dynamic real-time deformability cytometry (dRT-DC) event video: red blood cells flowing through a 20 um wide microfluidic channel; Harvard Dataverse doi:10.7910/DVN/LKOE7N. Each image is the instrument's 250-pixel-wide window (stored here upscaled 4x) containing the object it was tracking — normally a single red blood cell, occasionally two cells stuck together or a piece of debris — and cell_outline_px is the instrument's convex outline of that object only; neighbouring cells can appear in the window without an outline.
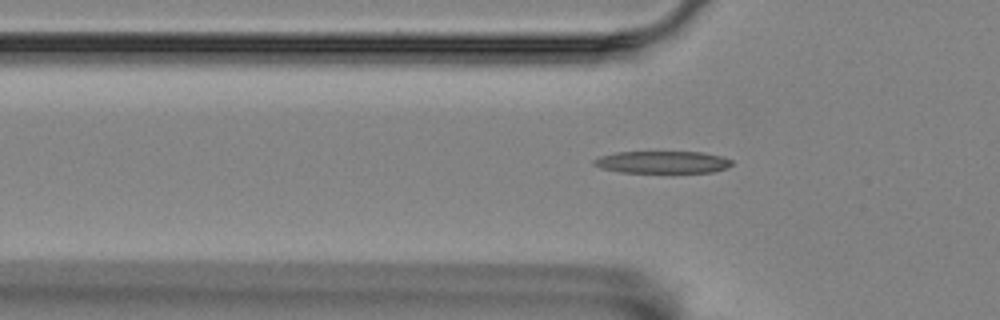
{"species": "Egyptian fruit bat (a non-hibernating species)", "species_latin": "Rousettus aegyptiacus", "temperature_condition": "room temperature", "stored_images_in_passage": 36, "camera_frame_rate_fps": 3000, "um_per_image_px": 0.085, "animal": {"sex": "female"}, "frame": {"image": 1, "passage_image": 3, "time_ms": 0.667, "image_size_px": [1000, 320], "cell_outline_px": [[732, 164], [724, 168], [712, 172], [620, 172], [600, 168], [592, 164], [592, 160], [600, 156], [616, 152], [700, 152], [720, 156], [732, 160]], "centroid_in_image_um": [56.24, 13.78], "position_along_channel_um": 69.6, "area_um2": 17.69}}
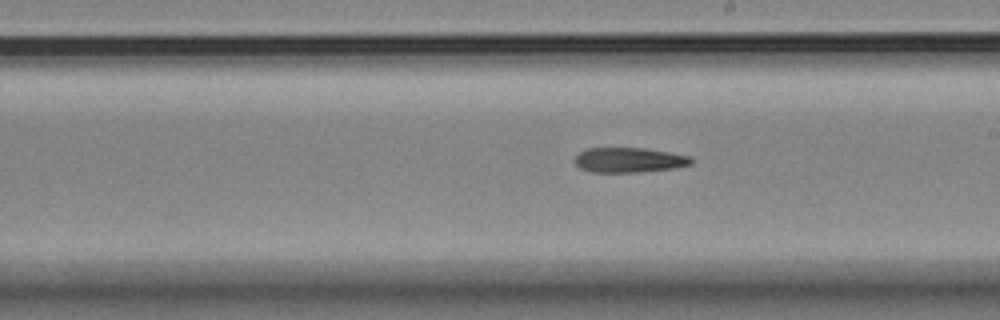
{"frame": {"image": 2, "passage_image": 17, "time_ms": 5.333, "image_size_px": [1000, 320], "cell_outline_px": [[692, 164], [676, 168], [636, 172], [592, 172], [580, 168], [572, 160], [580, 152], [588, 148], [644, 148], [692, 156]], "centroid_in_image_um": [53.47, 13.6], "position_along_channel_um": 235.5, "area_um2": 16.94}}
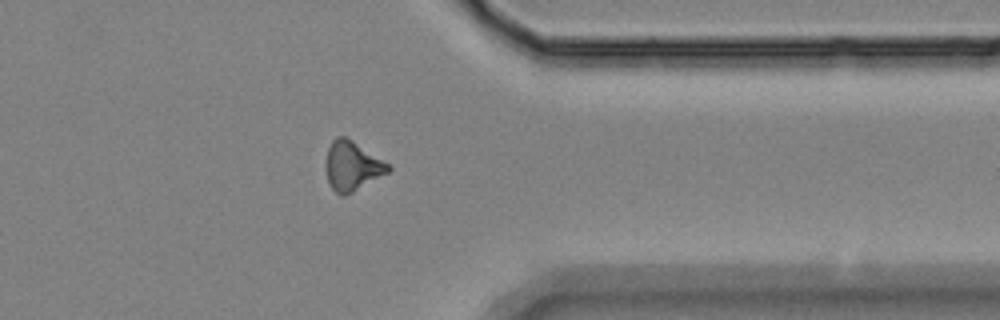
{"frame": {"image": 3, "passage_image": 30, "time_ms": 9.667, "image_size_px": [1000, 320], "cell_outline_px": [[392, 168], [388, 172], [352, 192], [344, 196], [340, 196], [332, 188], [328, 180], [324, 164], [328, 148], [332, 140], [336, 136], [344, 136], [352, 140], [388, 164]], "centroid_in_image_um": [29.88, 14.1], "position_along_channel_um": 381.5, "area_um2": 17.69}}